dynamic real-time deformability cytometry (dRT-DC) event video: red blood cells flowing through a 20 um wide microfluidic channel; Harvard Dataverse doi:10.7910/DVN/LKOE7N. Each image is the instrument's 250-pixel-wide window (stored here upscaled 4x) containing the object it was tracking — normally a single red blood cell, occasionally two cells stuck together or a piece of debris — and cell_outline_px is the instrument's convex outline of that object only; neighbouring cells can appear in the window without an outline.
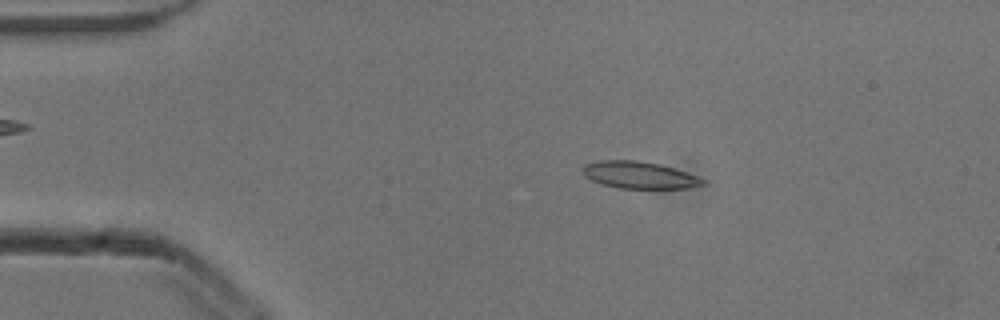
{"species": "common noctule bat (a hibernating species)", "species_latin": "Nyctalus noctula", "temperature_condition": "cold", "stored_images_in_passage": 5, "camera_frame_rate_fps": 3000, "um_per_image_px": 0.085, "animal": {"sex": "male", "body_mass_g": 13.3}, "frame": {"image": 1, "passage_image": 3, "time_ms": 0.667, "image_size_px": [1000, 320], "cell_outline_px": [[708, 184], [688, 188], [620, 188], [604, 184], [592, 180], [584, 176], [584, 164], [600, 160], [636, 160], [660, 164], [708, 180]], "centroid_in_image_um": [54.38, 14.88], "position_along_channel_um": 30.6, "area_um2": 18.73}}